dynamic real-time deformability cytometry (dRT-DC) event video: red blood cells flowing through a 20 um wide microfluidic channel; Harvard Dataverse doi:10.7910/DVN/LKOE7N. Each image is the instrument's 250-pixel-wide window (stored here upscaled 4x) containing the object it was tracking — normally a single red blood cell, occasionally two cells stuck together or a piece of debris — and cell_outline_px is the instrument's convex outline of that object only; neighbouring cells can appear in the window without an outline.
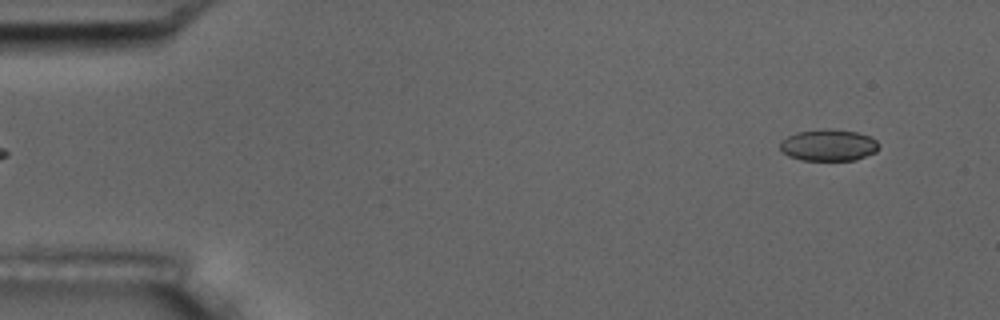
{"species": "common noctule bat (a hibernating species)", "species_latin": "Nyctalus noctula", "temperature_condition": "room temperature", "stored_images_in_passage": 6, "segment_of_instrument_passage": [2, 2], "camera_frame_rate_fps": 3000, "um_per_image_px": 0.085, "animal": {"sex": "male", "body_mass_g": 17.5, "forearm_length_mm": 52.3}, "frame": {"image": 1, "passage_image": 6, "time_ms": 5.667, "image_size_px": [1000, 320], "cell_outline_px": [[880, 148], [876, 152], [856, 160], [800, 160], [788, 156], [780, 152], [780, 140], [796, 132], [824, 128], [836, 128], [856, 132], [868, 136], [876, 140], [880, 144]], "centroid_in_image_um": [70.41, 12.33], "position_along_channel_um": 14.6, "area_um2": 18.61}}